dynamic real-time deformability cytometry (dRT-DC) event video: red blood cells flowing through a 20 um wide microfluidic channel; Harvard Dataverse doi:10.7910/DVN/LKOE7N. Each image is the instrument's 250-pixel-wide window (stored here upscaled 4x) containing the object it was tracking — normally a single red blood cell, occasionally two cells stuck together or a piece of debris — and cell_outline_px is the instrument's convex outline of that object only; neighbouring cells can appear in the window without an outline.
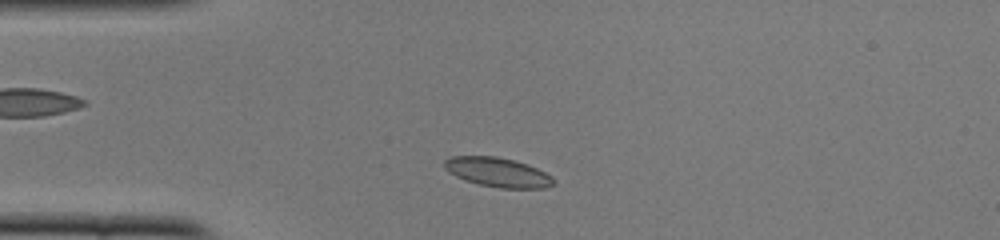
{"species": "common noctule bat (a hibernating species)", "species_latin": "Nyctalus noctula", "temperature_condition": "cold", "stored_images_in_passage": 43, "camera_frame_rate_fps": 3000, "um_per_image_px": 0.085, "animal": {"sex": "female", "body_mass_g": 22.0, "forearm_length_mm": 56.7}, "frame": {"image": 1, "passage_image": 4, "time_ms": 1.0, "image_size_px": [1000, 240], "cell_outline_px": [[556, 184], [544, 188], [500, 188], [480, 184], [464, 180], [448, 172], [444, 168], [444, 160], [448, 156], [496, 156], [516, 160], [528, 164], [552, 176], [556, 180]], "centroid_in_image_um": [42.31, 14.63], "position_along_channel_um": 42.7, "area_um2": 18.9}}
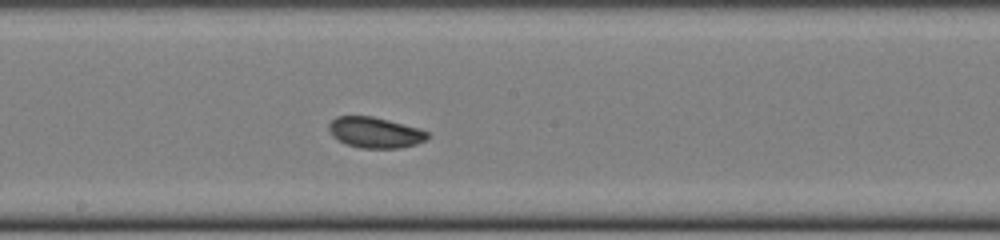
{"frame": {"image": 2, "passage_image": 19, "time_ms": 6.0, "image_size_px": [1000, 240], "cell_outline_px": [[428, 136], [424, 140], [416, 144], [400, 148], [360, 148], [348, 144], [332, 136], [328, 128], [328, 124], [336, 116], [372, 116], [420, 128], [428, 132]], "centroid_in_image_um": [31.87, 11.26], "position_along_channel_um": 216.3, "area_um2": 17.57}}
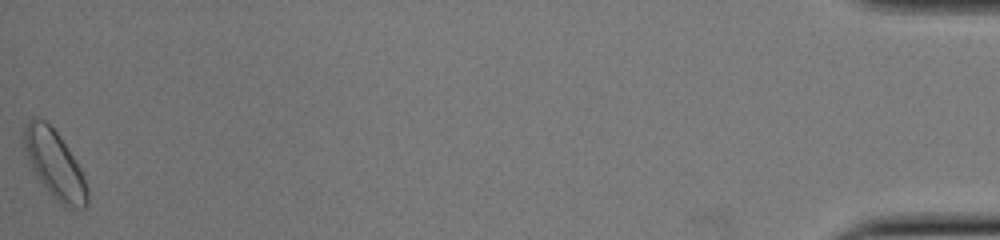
{"frame": {"image": 3, "passage_image": 43, "time_ms": 14.0, "image_size_px": [1000, 240], "cell_outline_px": [[88, 204], [84, 208], [64, 208], [52, 196], [40, 180], [32, 168], [24, 152], [24, 128], [28, 120], [32, 116], [44, 120], [60, 136], [80, 168], [88, 188]], "centroid_in_image_um": [4.65, 13.99], "position_along_channel_um": 430.6, "area_um2": 24.85}, "authors_computed_cell_mechanics": {"area_um2": 18.0336, "velocity_mm_per_s": 3.8802, "shape_relaxation_time_tau1_ms": 3.4413, "shape_relaxation_time_tau2_ms": null, "deformation_change_tau1": 0.0706, "deformation_change_tau2": null}}